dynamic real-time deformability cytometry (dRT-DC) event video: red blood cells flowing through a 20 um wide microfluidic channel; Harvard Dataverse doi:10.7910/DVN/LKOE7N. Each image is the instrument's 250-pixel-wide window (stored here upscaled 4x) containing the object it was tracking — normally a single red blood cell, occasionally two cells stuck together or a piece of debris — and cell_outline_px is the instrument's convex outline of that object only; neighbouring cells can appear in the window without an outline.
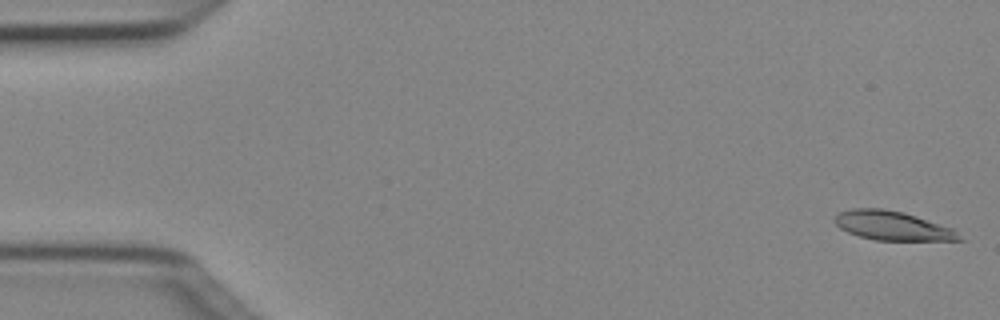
{"species": "Egyptian fruit bat (a non-hibernating species)", "species_latin": "Rousettus aegyptiacus", "temperature_condition": "cold", "stored_images_in_passage": 11, "camera_frame_rate_fps": 3000, "um_per_image_px": 0.085, "animal": {"sex": "female"}, "frame": {"image": 1, "passage_image": 1, "time_ms": 0.0, "image_size_px": [1000, 320], "cell_outline_px": [[964, 240], [876, 240], [860, 236], [848, 232], [840, 228], [836, 224], [836, 216], [840, 212], [852, 208], [880, 208], [904, 212], [952, 228]], "centroid_in_image_um": [75.85, 19.18], "position_along_channel_um": 9.2, "area_um2": 20.75}}